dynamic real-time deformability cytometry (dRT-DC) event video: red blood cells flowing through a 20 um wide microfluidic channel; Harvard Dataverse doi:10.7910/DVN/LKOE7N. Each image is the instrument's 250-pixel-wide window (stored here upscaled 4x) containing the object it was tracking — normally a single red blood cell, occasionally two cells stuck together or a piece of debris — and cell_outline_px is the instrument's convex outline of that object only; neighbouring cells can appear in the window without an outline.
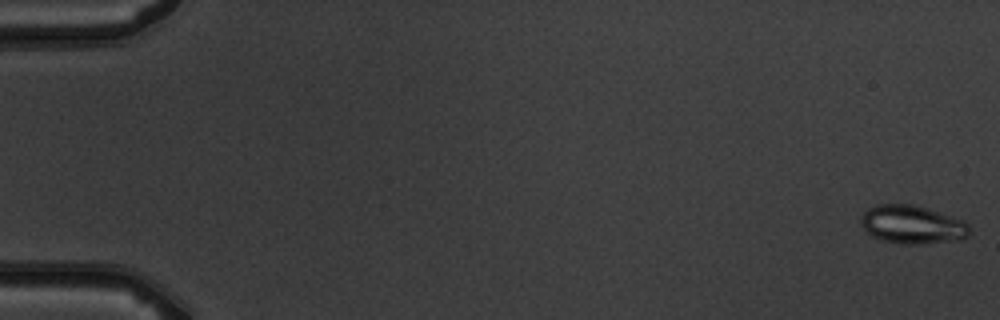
{"species": "common noctule bat (a hibernating species)", "species_latin": "Nyctalus noctula", "temperature_condition": "warm", "stored_images_in_passage": 6, "camera_frame_rate_fps": 3000, "um_per_image_px": 0.085, "animal": {"sex": "male", "body_mass_g": 19.5, "forearm_length_mm": 54.6}, "frame": {"image": 1, "passage_image": 1, "time_ms": 0.0, "image_size_px": [1000, 320], "cell_outline_px": [[968, 236], [960, 240], [920, 244], [900, 244], [880, 240], [872, 236], [864, 228], [860, 220], [860, 216], [868, 208], [876, 204], [912, 204], [928, 208], [964, 220], [968, 224]], "centroid_in_image_um": [77.53, 19.09], "position_along_channel_um": 7.5, "area_um2": 24.45}}